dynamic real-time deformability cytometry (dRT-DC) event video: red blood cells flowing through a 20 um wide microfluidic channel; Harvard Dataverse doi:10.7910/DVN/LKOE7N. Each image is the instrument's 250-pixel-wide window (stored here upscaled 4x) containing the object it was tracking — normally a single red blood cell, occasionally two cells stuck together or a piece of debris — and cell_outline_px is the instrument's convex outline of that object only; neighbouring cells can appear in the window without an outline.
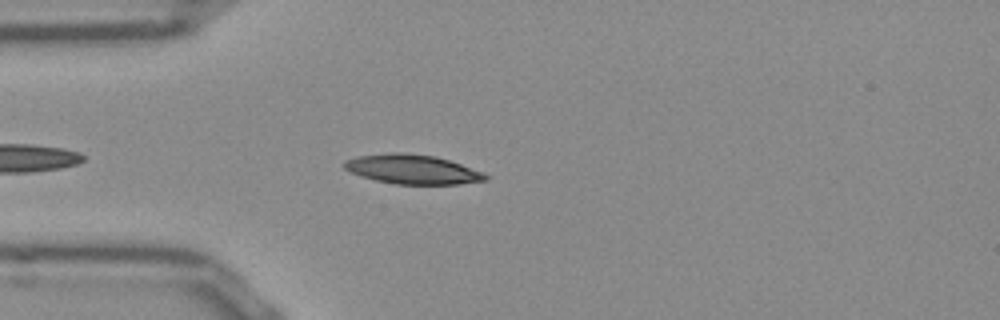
{"species": "Egyptian fruit bat (a non-hibernating species)", "species_latin": "Rousettus aegyptiacus", "temperature_condition": "room temperature", "stored_images_in_passage": 19, "camera_frame_rate_fps": 3000, "um_per_image_px": 0.085, "frame": {"image": 1, "passage_image": 5, "time_ms": 1.333, "image_size_px": [1000, 320], "cell_outline_px": [[488, 180], [460, 184], [396, 184], [376, 180], [360, 176], [344, 168], [344, 160], [356, 156], [392, 152], [404, 152], [436, 156], [484, 172], [488, 176]], "centroid_in_image_um": [35.06, 14.38], "position_along_channel_um": 49.9, "area_um2": 24.22}}
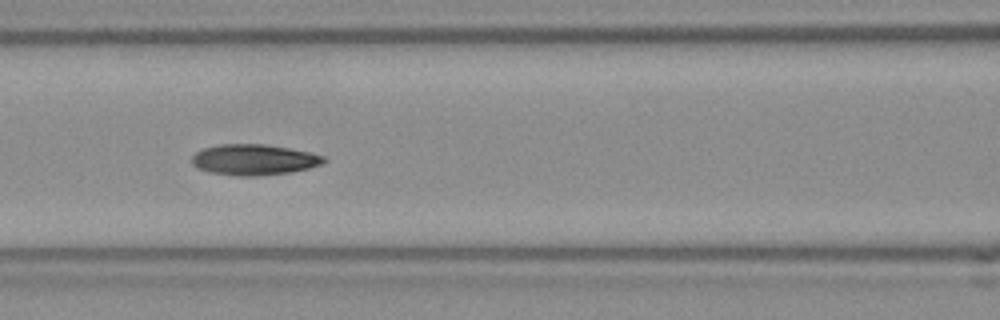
{"frame": {"image": 2, "passage_image": 13, "time_ms": 4.0, "image_size_px": [1000, 320], "cell_outline_px": [[328, 160], [320, 164], [308, 168], [292, 172], [256, 176], [236, 176], [208, 172], [196, 168], [192, 164], [192, 156], [196, 152], [204, 148], [220, 144], [264, 144], [288, 148], [308, 152], [324, 156]], "centroid_in_image_um": [21.55, 13.58], "position_along_channel_um": 145.0, "area_um2": 23.7}}
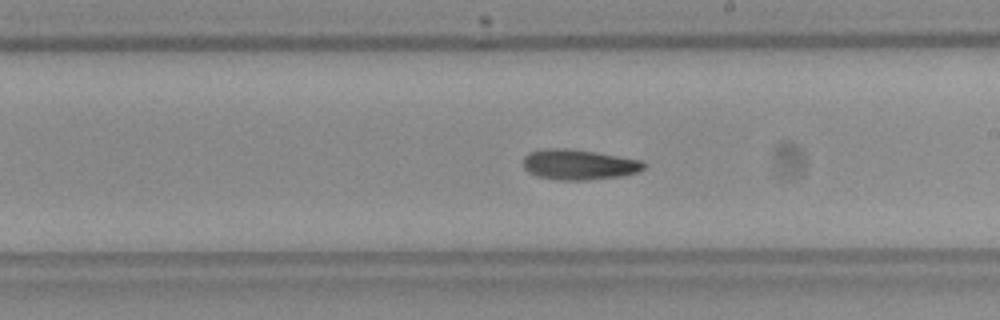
{"frame": {"image": 3, "passage_image": 17, "time_ms": 5.333, "image_size_px": [1000, 320], "cell_outline_px": [[644, 168], [636, 172], [624, 176], [588, 180], [556, 180], [536, 176], [528, 172], [524, 168], [524, 156], [528, 152], [544, 148], [568, 148], [640, 160], [644, 164]], "centroid_in_image_um": [49.14, 14.0], "position_along_channel_um": 239.9, "area_um2": 21.27}}